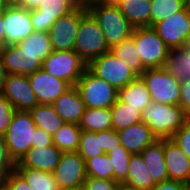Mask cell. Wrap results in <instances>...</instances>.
Returning a JSON list of instances; mask_svg holds the SVG:
<instances>
[{"label":"cell","mask_w":190,"mask_h":190,"mask_svg":"<svg viewBox=\"0 0 190 190\" xmlns=\"http://www.w3.org/2000/svg\"><path fill=\"white\" fill-rule=\"evenodd\" d=\"M140 77L146 83L153 103L179 105L180 73L172 65L147 68Z\"/></svg>","instance_id":"6da1fadb"},{"label":"cell","mask_w":190,"mask_h":190,"mask_svg":"<svg viewBox=\"0 0 190 190\" xmlns=\"http://www.w3.org/2000/svg\"><path fill=\"white\" fill-rule=\"evenodd\" d=\"M142 121L148 124L158 139L172 138L175 132L188 120L179 105L150 103L142 112Z\"/></svg>","instance_id":"7a4b0ae2"},{"label":"cell","mask_w":190,"mask_h":190,"mask_svg":"<svg viewBox=\"0 0 190 190\" xmlns=\"http://www.w3.org/2000/svg\"><path fill=\"white\" fill-rule=\"evenodd\" d=\"M133 39L142 65L146 69L172 65L173 52L153 27L134 28Z\"/></svg>","instance_id":"3957f363"},{"label":"cell","mask_w":190,"mask_h":190,"mask_svg":"<svg viewBox=\"0 0 190 190\" xmlns=\"http://www.w3.org/2000/svg\"><path fill=\"white\" fill-rule=\"evenodd\" d=\"M87 10L98 22L110 49L132 35L134 27L121 13L118 6L98 3Z\"/></svg>","instance_id":"277c9868"},{"label":"cell","mask_w":190,"mask_h":190,"mask_svg":"<svg viewBox=\"0 0 190 190\" xmlns=\"http://www.w3.org/2000/svg\"><path fill=\"white\" fill-rule=\"evenodd\" d=\"M74 50L87 65L110 51L98 22L88 10L81 16Z\"/></svg>","instance_id":"5b68a950"},{"label":"cell","mask_w":190,"mask_h":190,"mask_svg":"<svg viewBox=\"0 0 190 190\" xmlns=\"http://www.w3.org/2000/svg\"><path fill=\"white\" fill-rule=\"evenodd\" d=\"M29 111H17L14 113L11 124L3 136L7 151L14 163L34 147V130L36 128Z\"/></svg>","instance_id":"8992f818"},{"label":"cell","mask_w":190,"mask_h":190,"mask_svg":"<svg viewBox=\"0 0 190 190\" xmlns=\"http://www.w3.org/2000/svg\"><path fill=\"white\" fill-rule=\"evenodd\" d=\"M75 87L86 108H111L117 101L118 90L88 68L84 70Z\"/></svg>","instance_id":"52a82bcc"},{"label":"cell","mask_w":190,"mask_h":190,"mask_svg":"<svg viewBox=\"0 0 190 190\" xmlns=\"http://www.w3.org/2000/svg\"><path fill=\"white\" fill-rule=\"evenodd\" d=\"M87 68L117 90L122 89L138 77L126 62L117 58L111 51L91 61Z\"/></svg>","instance_id":"ba28073f"},{"label":"cell","mask_w":190,"mask_h":190,"mask_svg":"<svg viewBox=\"0 0 190 190\" xmlns=\"http://www.w3.org/2000/svg\"><path fill=\"white\" fill-rule=\"evenodd\" d=\"M87 64L80 58L75 50H53L42 62V69L75 86L81 78Z\"/></svg>","instance_id":"9c48e42d"},{"label":"cell","mask_w":190,"mask_h":190,"mask_svg":"<svg viewBox=\"0 0 190 190\" xmlns=\"http://www.w3.org/2000/svg\"><path fill=\"white\" fill-rule=\"evenodd\" d=\"M152 27L172 52L181 50L190 37V13L184 8Z\"/></svg>","instance_id":"30bf717a"},{"label":"cell","mask_w":190,"mask_h":190,"mask_svg":"<svg viewBox=\"0 0 190 190\" xmlns=\"http://www.w3.org/2000/svg\"><path fill=\"white\" fill-rule=\"evenodd\" d=\"M86 11V8L76 7L53 23L49 30L53 50H74L80 19Z\"/></svg>","instance_id":"8fae6325"},{"label":"cell","mask_w":190,"mask_h":190,"mask_svg":"<svg viewBox=\"0 0 190 190\" xmlns=\"http://www.w3.org/2000/svg\"><path fill=\"white\" fill-rule=\"evenodd\" d=\"M5 46L17 44L26 39L35 30L30 17V10L16 4H10L3 11Z\"/></svg>","instance_id":"7c38bea8"},{"label":"cell","mask_w":190,"mask_h":190,"mask_svg":"<svg viewBox=\"0 0 190 190\" xmlns=\"http://www.w3.org/2000/svg\"><path fill=\"white\" fill-rule=\"evenodd\" d=\"M53 176L59 189L82 187L87 178L85 160L78 152H62Z\"/></svg>","instance_id":"4fadbf2b"},{"label":"cell","mask_w":190,"mask_h":190,"mask_svg":"<svg viewBox=\"0 0 190 190\" xmlns=\"http://www.w3.org/2000/svg\"><path fill=\"white\" fill-rule=\"evenodd\" d=\"M2 94L17 111H29L39 104L28 75L6 74Z\"/></svg>","instance_id":"5bb4252c"},{"label":"cell","mask_w":190,"mask_h":190,"mask_svg":"<svg viewBox=\"0 0 190 190\" xmlns=\"http://www.w3.org/2000/svg\"><path fill=\"white\" fill-rule=\"evenodd\" d=\"M28 79L39 104H52L72 87L68 82L49 74L42 68L28 75Z\"/></svg>","instance_id":"9a60e30c"},{"label":"cell","mask_w":190,"mask_h":190,"mask_svg":"<svg viewBox=\"0 0 190 190\" xmlns=\"http://www.w3.org/2000/svg\"><path fill=\"white\" fill-rule=\"evenodd\" d=\"M0 59L6 74L30 75L42 68L36 56L24 52L17 44L4 46Z\"/></svg>","instance_id":"2e32d148"},{"label":"cell","mask_w":190,"mask_h":190,"mask_svg":"<svg viewBox=\"0 0 190 190\" xmlns=\"http://www.w3.org/2000/svg\"><path fill=\"white\" fill-rule=\"evenodd\" d=\"M75 8L68 0H43L37 8L30 10L34 30L49 32L50 27L56 20Z\"/></svg>","instance_id":"e0dca14e"},{"label":"cell","mask_w":190,"mask_h":190,"mask_svg":"<svg viewBox=\"0 0 190 190\" xmlns=\"http://www.w3.org/2000/svg\"><path fill=\"white\" fill-rule=\"evenodd\" d=\"M163 151L169 180L190 184V159L177 143L171 138L163 139Z\"/></svg>","instance_id":"ac0fdd59"},{"label":"cell","mask_w":190,"mask_h":190,"mask_svg":"<svg viewBox=\"0 0 190 190\" xmlns=\"http://www.w3.org/2000/svg\"><path fill=\"white\" fill-rule=\"evenodd\" d=\"M62 152L53 144L47 147H32L15 163V167H29L53 173Z\"/></svg>","instance_id":"d6986e66"},{"label":"cell","mask_w":190,"mask_h":190,"mask_svg":"<svg viewBox=\"0 0 190 190\" xmlns=\"http://www.w3.org/2000/svg\"><path fill=\"white\" fill-rule=\"evenodd\" d=\"M56 113L65 123L79 125L86 110L85 103L75 86L69 88L52 103Z\"/></svg>","instance_id":"ffe728a7"},{"label":"cell","mask_w":190,"mask_h":190,"mask_svg":"<svg viewBox=\"0 0 190 190\" xmlns=\"http://www.w3.org/2000/svg\"><path fill=\"white\" fill-rule=\"evenodd\" d=\"M121 144L131 153L140 154L158 138L143 121L117 131Z\"/></svg>","instance_id":"44dd1931"},{"label":"cell","mask_w":190,"mask_h":190,"mask_svg":"<svg viewBox=\"0 0 190 190\" xmlns=\"http://www.w3.org/2000/svg\"><path fill=\"white\" fill-rule=\"evenodd\" d=\"M156 183L140 154H132L128 165L127 180L122 190H151Z\"/></svg>","instance_id":"7402d4cb"},{"label":"cell","mask_w":190,"mask_h":190,"mask_svg":"<svg viewBox=\"0 0 190 190\" xmlns=\"http://www.w3.org/2000/svg\"><path fill=\"white\" fill-rule=\"evenodd\" d=\"M140 155L155 183L169 180L164 160L163 139H157L153 144L147 146Z\"/></svg>","instance_id":"603a6c76"},{"label":"cell","mask_w":190,"mask_h":190,"mask_svg":"<svg viewBox=\"0 0 190 190\" xmlns=\"http://www.w3.org/2000/svg\"><path fill=\"white\" fill-rule=\"evenodd\" d=\"M117 99L139 109L141 112L152 103L151 94L146 83L140 76L118 90Z\"/></svg>","instance_id":"cb8c5ba5"},{"label":"cell","mask_w":190,"mask_h":190,"mask_svg":"<svg viewBox=\"0 0 190 190\" xmlns=\"http://www.w3.org/2000/svg\"><path fill=\"white\" fill-rule=\"evenodd\" d=\"M118 7L134 28L150 27L151 0H123Z\"/></svg>","instance_id":"d4e9b609"},{"label":"cell","mask_w":190,"mask_h":190,"mask_svg":"<svg viewBox=\"0 0 190 190\" xmlns=\"http://www.w3.org/2000/svg\"><path fill=\"white\" fill-rule=\"evenodd\" d=\"M31 117L38 128L44 129L51 136L65 123L56 113L52 104H38L29 110Z\"/></svg>","instance_id":"484cf974"},{"label":"cell","mask_w":190,"mask_h":190,"mask_svg":"<svg viewBox=\"0 0 190 190\" xmlns=\"http://www.w3.org/2000/svg\"><path fill=\"white\" fill-rule=\"evenodd\" d=\"M17 45L42 63L45 58L53 51L49 32L34 31L26 39L17 43Z\"/></svg>","instance_id":"4316f807"},{"label":"cell","mask_w":190,"mask_h":190,"mask_svg":"<svg viewBox=\"0 0 190 190\" xmlns=\"http://www.w3.org/2000/svg\"><path fill=\"white\" fill-rule=\"evenodd\" d=\"M79 127L81 130L91 132L112 129L110 108H86Z\"/></svg>","instance_id":"83f0119b"},{"label":"cell","mask_w":190,"mask_h":190,"mask_svg":"<svg viewBox=\"0 0 190 190\" xmlns=\"http://www.w3.org/2000/svg\"><path fill=\"white\" fill-rule=\"evenodd\" d=\"M112 129L119 131L142 121L141 111L117 99L110 108Z\"/></svg>","instance_id":"f1b7e54d"},{"label":"cell","mask_w":190,"mask_h":190,"mask_svg":"<svg viewBox=\"0 0 190 190\" xmlns=\"http://www.w3.org/2000/svg\"><path fill=\"white\" fill-rule=\"evenodd\" d=\"M14 170L27 182L31 190H59L53 173L29 167H15Z\"/></svg>","instance_id":"f546056e"},{"label":"cell","mask_w":190,"mask_h":190,"mask_svg":"<svg viewBox=\"0 0 190 190\" xmlns=\"http://www.w3.org/2000/svg\"><path fill=\"white\" fill-rule=\"evenodd\" d=\"M81 132L82 130L79 125L64 123L63 126L52 135V142L61 152H77Z\"/></svg>","instance_id":"4dcf8cb0"},{"label":"cell","mask_w":190,"mask_h":190,"mask_svg":"<svg viewBox=\"0 0 190 190\" xmlns=\"http://www.w3.org/2000/svg\"><path fill=\"white\" fill-rule=\"evenodd\" d=\"M110 51L128 64V66L140 76L146 68L142 65L138 51L134 44L133 33L120 44L114 45Z\"/></svg>","instance_id":"1f68e13d"},{"label":"cell","mask_w":190,"mask_h":190,"mask_svg":"<svg viewBox=\"0 0 190 190\" xmlns=\"http://www.w3.org/2000/svg\"><path fill=\"white\" fill-rule=\"evenodd\" d=\"M131 153L123 146L112 149L108 156L111 159L113 169V180L122 185L128 176V165Z\"/></svg>","instance_id":"d6a6232c"},{"label":"cell","mask_w":190,"mask_h":190,"mask_svg":"<svg viewBox=\"0 0 190 190\" xmlns=\"http://www.w3.org/2000/svg\"><path fill=\"white\" fill-rule=\"evenodd\" d=\"M184 8V0H151L150 27Z\"/></svg>","instance_id":"836d02e7"},{"label":"cell","mask_w":190,"mask_h":190,"mask_svg":"<svg viewBox=\"0 0 190 190\" xmlns=\"http://www.w3.org/2000/svg\"><path fill=\"white\" fill-rule=\"evenodd\" d=\"M85 165L87 177L113 180L114 168L107 153L88 158Z\"/></svg>","instance_id":"e575fe53"},{"label":"cell","mask_w":190,"mask_h":190,"mask_svg":"<svg viewBox=\"0 0 190 190\" xmlns=\"http://www.w3.org/2000/svg\"><path fill=\"white\" fill-rule=\"evenodd\" d=\"M101 146V131L82 130L78 154L86 161L88 158L105 154Z\"/></svg>","instance_id":"d590c367"},{"label":"cell","mask_w":190,"mask_h":190,"mask_svg":"<svg viewBox=\"0 0 190 190\" xmlns=\"http://www.w3.org/2000/svg\"><path fill=\"white\" fill-rule=\"evenodd\" d=\"M16 109L12 106L10 101L0 94V136L3 137L11 124L12 118Z\"/></svg>","instance_id":"8d00e7d4"},{"label":"cell","mask_w":190,"mask_h":190,"mask_svg":"<svg viewBox=\"0 0 190 190\" xmlns=\"http://www.w3.org/2000/svg\"><path fill=\"white\" fill-rule=\"evenodd\" d=\"M83 190H122L121 185L109 179L87 177L82 186Z\"/></svg>","instance_id":"74e56055"},{"label":"cell","mask_w":190,"mask_h":190,"mask_svg":"<svg viewBox=\"0 0 190 190\" xmlns=\"http://www.w3.org/2000/svg\"><path fill=\"white\" fill-rule=\"evenodd\" d=\"M190 159V120L188 119L171 138Z\"/></svg>","instance_id":"f35d334b"},{"label":"cell","mask_w":190,"mask_h":190,"mask_svg":"<svg viewBox=\"0 0 190 190\" xmlns=\"http://www.w3.org/2000/svg\"><path fill=\"white\" fill-rule=\"evenodd\" d=\"M172 66L180 73L190 75V49L173 52Z\"/></svg>","instance_id":"ab89813d"},{"label":"cell","mask_w":190,"mask_h":190,"mask_svg":"<svg viewBox=\"0 0 190 190\" xmlns=\"http://www.w3.org/2000/svg\"><path fill=\"white\" fill-rule=\"evenodd\" d=\"M180 100L179 106L190 120V75L180 74Z\"/></svg>","instance_id":"60d3db41"},{"label":"cell","mask_w":190,"mask_h":190,"mask_svg":"<svg viewBox=\"0 0 190 190\" xmlns=\"http://www.w3.org/2000/svg\"><path fill=\"white\" fill-rule=\"evenodd\" d=\"M121 141L118 137L117 131L113 129L101 131V148L105 153H109L112 149L121 146Z\"/></svg>","instance_id":"b9f144b4"},{"label":"cell","mask_w":190,"mask_h":190,"mask_svg":"<svg viewBox=\"0 0 190 190\" xmlns=\"http://www.w3.org/2000/svg\"><path fill=\"white\" fill-rule=\"evenodd\" d=\"M6 186L9 190H31V187L15 170L9 172Z\"/></svg>","instance_id":"7bdbcfd3"},{"label":"cell","mask_w":190,"mask_h":190,"mask_svg":"<svg viewBox=\"0 0 190 190\" xmlns=\"http://www.w3.org/2000/svg\"><path fill=\"white\" fill-rule=\"evenodd\" d=\"M0 168H5L8 172H11L15 168V163L10 158L7 146L4 142V138L0 136Z\"/></svg>","instance_id":"ee69618b"},{"label":"cell","mask_w":190,"mask_h":190,"mask_svg":"<svg viewBox=\"0 0 190 190\" xmlns=\"http://www.w3.org/2000/svg\"><path fill=\"white\" fill-rule=\"evenodd\" d=\"M151 190H190V184L167 180L161 183H156Z\"/></svg>","instance_id":"f6af8a7d"},{"label":"cell","mask_w":190,"mask_h":190,"mask_svg":"<svg viewBox=\"0 0 190 190\" xmlns=\"http://www.w3.org/2000/svg\"><path fill=\"white\" fill-rule=\"evenodd\" d=\"M53 145L52 136L44 129L36 127L34 130V147H47Z\"/></svg>","instance_id":"bcb514c9"},{"label":"cell","mask_w":190,"mask_h":190,"mask_svg":"<svg viewBox=\"0 0 190 190\" xmlns=\"http://www.w3.org/2000/svg\"><path fill=\"white\" fill-rule=\"evenodd\" d=\"M43 0H20L16 5L28 10L35 9Z\"/></svg>","instance_id":"7dc6e473"},{"label":"cell","mask_w":190,"mask_h":190,"mask_svg":"<svg viewBox=\"0 0 190 190\" xmlns=\"http://www.w3.org/2000/svg\"><path fill=\"white\" fill-rule=\"evenodd\" d=\"M104 3V0H78V7L90 8L94 4Z\"/></svg>","instance_id":"c3c4849f"},{"label":"cell","mask_w":190,"mask_h":190,"mask_svg":"<svg viewBox=\"0 0 190 190\" xmlns=\"http://www.w3.org/2000/svg\"><path fill=\"white\" fill-rule=\"evenodd\" d=\"M5 46V32L3 28V12L0 13V50Z\"/></svg>","instance_id":"681fc988"},{"label":"cell","mask_w":190,"mask_h":190,"mask_svg":"<svg viewBox=\"0 0 190 190\" xmlns=\"http://www.w3.org/2000/svg\"><path fill=\"white\" fill-rule=\"evenodd\" d=\"M9 172L5 168H0V189L6 186Z\"/></svg>","instance_id":"f907efd6"},{"label":"cell","mask_w":190,"mask_h":190,"mask_svg":"<svg viewBox=\"0 0 190 190\" xmlns=\"http://www.w3.org/2000/svg\"><path fill=\"white\" fill-rule=\"evenodd\" d=\"M6 72L0 59V94H2Z\"/></svg>","instance_id":"816d5d0a"},{"label":"cell","mask_w":190,"mask_h":190,"mask_svg":"<svg viewBox=\"0 0 190 190\" xmlns=\"http://www.w3.org/2000/svg\"><path fill=\"white\" fill-rule=\"evenodd\" d=\"M9 5L10 2L8 0H0V13H2Z\"/></svg>","instance_id":"f5cc1de1"},{"label":"cell","mask_w":190,"mask_h":190,"mask_svg":"<svg viewBox=\"0 0 190 190\" xmlns=\"http://www.w3.org/2000/svg\"><path fill=\"white\" fill-rule=\"evenodd\" d=\"M123 0H104V4L118 6Z\"/></svg>","instance_id":"db71d44e"},{"label":"cell","mask_w":190,"mask_h":190,"mask_svg":"<svg viewBox=\"0 0 190 190\" xmlns=\"http://www.w3.org/2000/svg\"><path fill=\"white\" fill-rule=\"evenodd\" d=\"M185 9L190 13V0H184Z\"/></svg>","instance_id":"11a10c76"},{"label":"cell","mask_w":190,"mask_h":190,"mask_svg":"<svg viewBox=\"0 0 190 190\" xmlns=\"http://www.w3.org/2000/svg\"><path fill=\"white\" fill-rule=\"evenodd\" d=\"M59 190H83L82 187H74V188H61Z\"/></svg>","instance_id":"9f6ffc18"},{"label":"cell","mask_w":190,"mask_h":190,"mask_svg":"<svg viewBox=\"0 0 190 190\" xmlns=\"http://www.w3.org/2000/svg\"><path fill=\"white\" fill-rule=\"evenodd\" d=\"M182 49H190V37L188 38L186 45Z\"/></svg>","instance_id":"6f0895ef"},{"label":"cell","mask_w":190,"mask_h":190,"mask_svg":"<svg viewBox=\"0 0 190 190\" xmlns=\"http://www.w3.org/2000/svg\"><path fill=\"white\" fill-rule=\"evenodd\" d=\"M70 1L75 7H78V0H68Z\"/></svg>","instance_id":"680465c9"},{"label":"cell","mask_w":190,"mask_h":190,"mask_svg":"<svg viewBox=\"0 0 190 190\" xmlns=\"http://www.w3.org/2000/svg\"><path fill=\"white\" fill-rule=\"evenodd\" d=\"M10 4H17L20 0H8Z\"/></svg>","instance_id":"91938a15"},{"label":"cell","mask_w":190,"mask_h":190,"mask_svg":"<svg viewBox=\"0 0 190 190\" xmlns=\"http://www.w3.org/2000/svg\"><path fill=\"white\" fill-rule=\"evenodd\" d=\"M0 190H9L7 186H4L3 188H1Z\"/></svg>","instance_id":"94428289"}]
</instances>
